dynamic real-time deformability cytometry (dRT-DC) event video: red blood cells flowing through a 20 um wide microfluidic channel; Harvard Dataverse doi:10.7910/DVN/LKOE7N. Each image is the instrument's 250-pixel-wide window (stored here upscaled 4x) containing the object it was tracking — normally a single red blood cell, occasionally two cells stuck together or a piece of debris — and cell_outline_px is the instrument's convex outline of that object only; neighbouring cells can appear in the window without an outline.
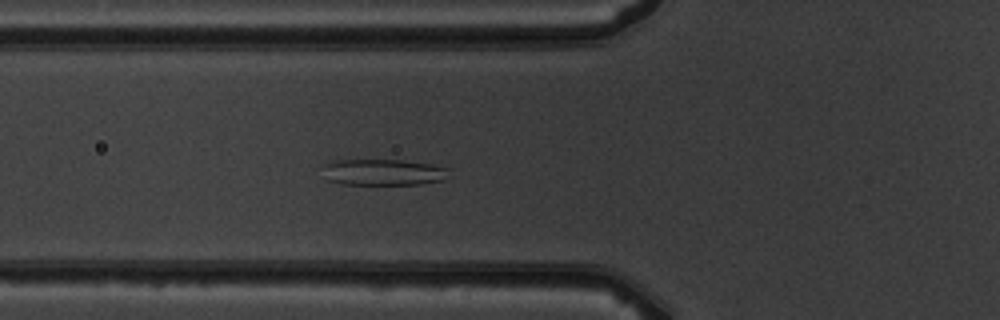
{"species": "common noctule bat (a hibernating species)", "species_latin": "Nyctalus noctula", "temperature_condition": "warm", "stored_images_in_passage": 6, "camera_frame_rate_fps": 3000, "um_per_image_px": 0.085, "animal": {"sex": "male", "body_mass_g": 19.5, "forearm_length_mm": 54.6}, "frame": {"image": 1, "passage_image": 6, "time_ms": 6.0, "image_size_px": [1000, 320], "cell_outline_px": [[452, 176], [444, 180], [420, 184], [340, 184], [328, 180], [320, 164], [332, 160], [400, 160], [432, 164], [452, 168]], "centroid_in_image_um": [32.63, 14.63], "position_along_channel_um": 93.2, "area_um2": 19.83}}